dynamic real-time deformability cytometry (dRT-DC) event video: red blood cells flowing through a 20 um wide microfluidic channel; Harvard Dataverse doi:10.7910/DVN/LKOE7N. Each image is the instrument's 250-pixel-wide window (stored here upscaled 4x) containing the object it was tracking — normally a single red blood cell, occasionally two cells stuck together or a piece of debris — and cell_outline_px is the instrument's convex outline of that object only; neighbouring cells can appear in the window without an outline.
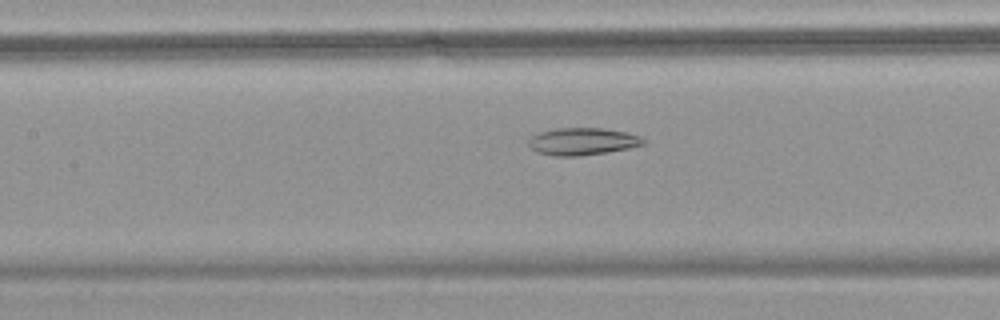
{"species": "common noctule bat (a hibernating species)", "species_latin": "Nyctalus noctula", "temperature_condition": "warm", "stored_images_in_passage": 46, "camera_frame_rate_fps": 3000, "um_per_image_px": 0.085, "animal": {"sex": "female", "body_mass_g": 18.4}, "frame": {"image": 1, "passage_image": 22, "time_ms": 7.0, "image_size_px": [1000, 320], "cell_outline_px": [[648, 140], [644, 144], [628, 148], [580, 156], [556, 156], [536, 152], [528, 144], [528, 140], [532, 136], [540, 132], [556, 128], [600, 128], [628, 132], [640, 136]], "centroid_in_image_um": [49.52, 12.02], "position_along_channel_um": 157.9, "area_um2": 18.21}}
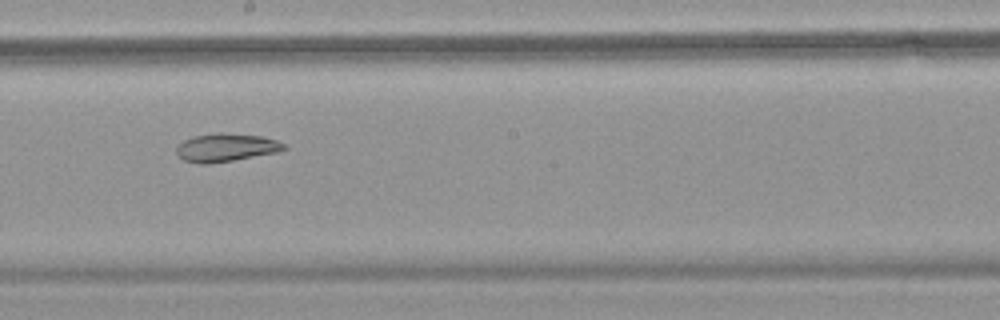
{"frame": {"image": 2, "passage_image": 28, "time_ms": 9.0, "image_size_px": [1000, 320], "cell_outline_px": [[288, 148], [276, 152], [232, 160], [208, 164], [200, 164], [184, 160], [176, 152], [176, 148], [184, 140], [192, 136], [216, 132], [220, 132], [260, 136], [276, 140], [284, 144]], "centroid_in_image_um": [19.18, 12.53], "position_along_channel_um": 229.0, "area_um2": 17.46}}
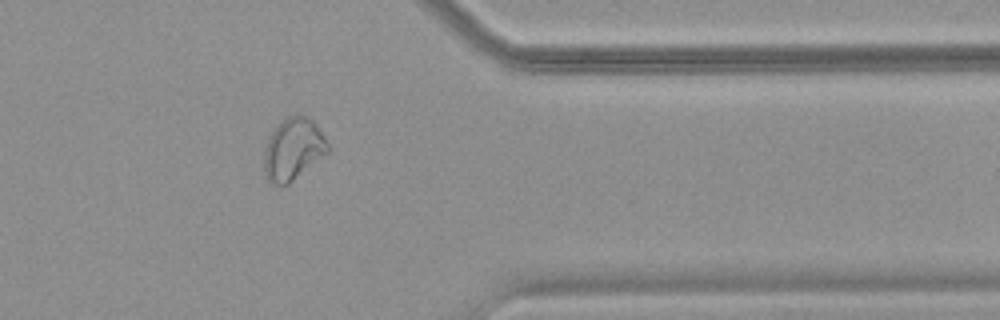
{"frame": {"image": 3, "passage_image": 42, "time_ms": 13.667, "image_size_px": [1000, 320], "cell_outline_px": [[328, 152], [288, 184], [280, 188], [272, 184], [268, 180], [264, 172], [264, 152], [268, 136], [280, 120], [296, 112], [308, 116], [320, 128], [328, 144]], "centroid_in_image_um": [24.89, 12.65], "position_along_channel_um": 386.5, "area_um2": 23.41}}